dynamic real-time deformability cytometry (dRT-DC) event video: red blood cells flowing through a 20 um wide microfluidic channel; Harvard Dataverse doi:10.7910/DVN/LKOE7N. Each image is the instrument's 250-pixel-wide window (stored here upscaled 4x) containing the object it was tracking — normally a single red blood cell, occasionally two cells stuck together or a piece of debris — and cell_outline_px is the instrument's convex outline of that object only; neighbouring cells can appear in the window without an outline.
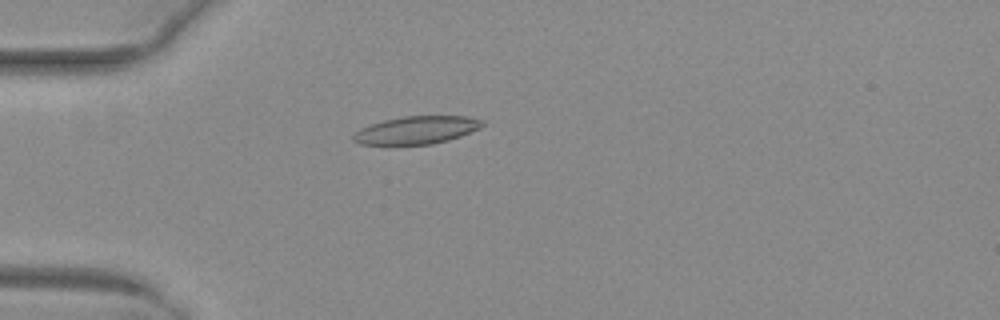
{"species": "common noctule bat (a hibernating species)", "species_latin": "Nyctalus noctula", "temperature_condition": "warm", "stored_images_in_passage": 27, "camera_frame_rate_fps": 3000, "um_per_image_px": 0.085, "animal": {"sex": "female", "body_mass_g": 29.2, "forearm_length_mm": 56.3}, "frame": {"image": 1, "passage_image": 15, "time_ms": 4.667, "image_size_px": [1000, 320], "cell_outline_px": [[484, 124], [480, 128], [460, 136], [448, 140], [432, 144], [360, 144], [352, 140], [352, 136], [360, 128], [384, 120], [404, 116], [468, 116], [484, 120]], "centroid_in_image_um": [35.43, 11.05], "position_along_channel_um": 49.6, "area_um2": 20.75}}
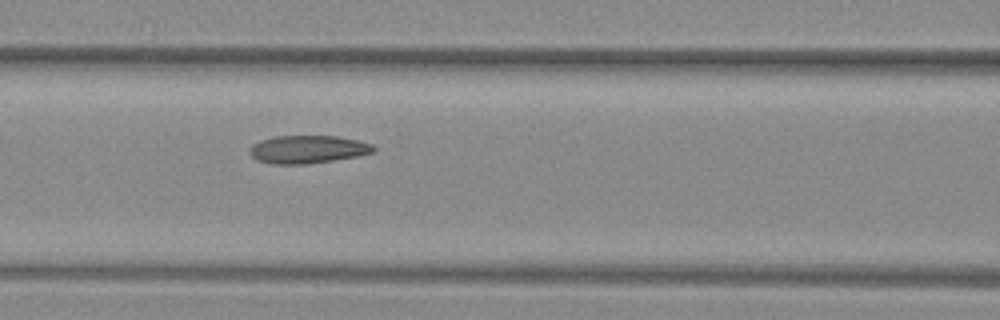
{"frame": {"image": 2, "passage_image": 23, "time_ms": 7.333, "image_size_px": [1000, 320], "cell_outline_px": [[376, 152], [356, 156], [308, 164], [272, 164], [256, 160], [248, 152], [248, 148], [252, 144], [260, 140], [276, 136], [336, 136], [356, 140], [372, 144], [376, 148]], "centroid_in_image_um": [26.12, 12.7], "position_along_channel_um": 140.5, "area_um2": 20.23}}
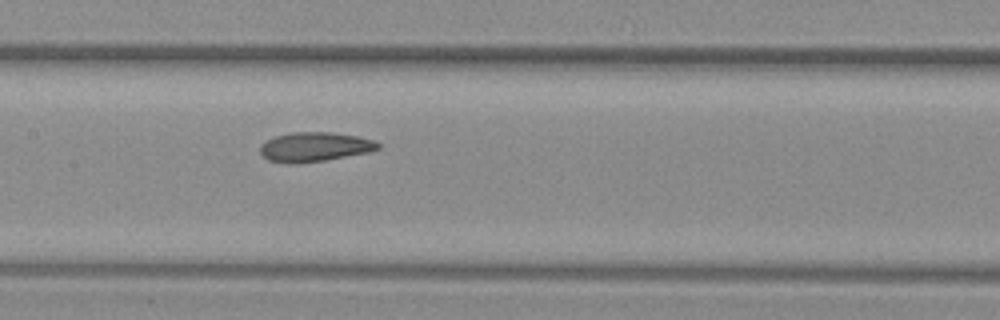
{"frame": {"image": 3, "passage_image": 26, "time_ms": 8.333, "image_size_px": [1000, 320], "cell_outline_px": [[380, 148], [368, 152], [324, 160], [296, 164], [288, 164], [268, 160], [260, 152], [260, 144], [276, 136], [292, 132], [332, 132], [356, 136], [372, 140], [380, 144]], "centroid_in_image_um": [26.71, 12.49], "position_along_channel_um": 180.7, "area_um2": 20.06}}